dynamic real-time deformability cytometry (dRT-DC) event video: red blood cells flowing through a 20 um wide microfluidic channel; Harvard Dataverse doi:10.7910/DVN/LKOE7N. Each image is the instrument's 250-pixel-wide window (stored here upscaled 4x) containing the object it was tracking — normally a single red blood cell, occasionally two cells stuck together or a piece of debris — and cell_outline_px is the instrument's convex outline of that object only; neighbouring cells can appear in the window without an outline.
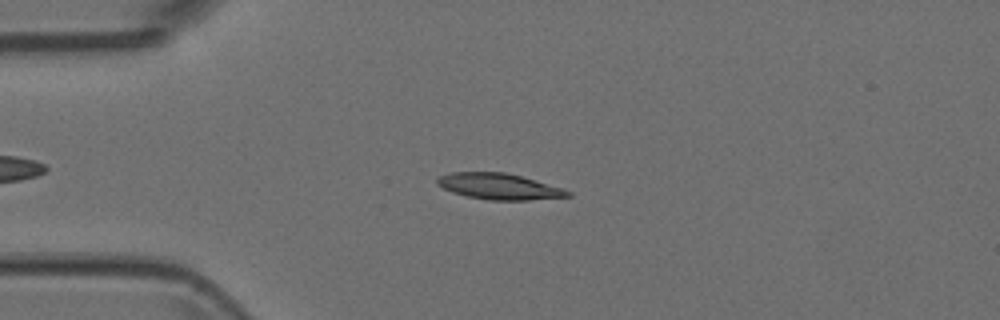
{"species": "Egyptian fruit bat (a non-hibernating species)", "species_latin": "Rousettus aegyptiacus", "temperature_condition": "room temperature", "stored_images_in_passage": 53, "camera_frame_rate_fps": 3000, "um_per_image_px": 0.085, "animal": {"sex": "female"}, "frame": {"image": 1, "passage_image": 13, "time_ms": 4.0, "image_size_px": [1000, 320], "cell_outline_px": [[572, 196], [528, 200], [488, 200], [468, 196], [452, 192], [436, 184], [436, 176], [452, 172], [504, 172], [520, 176], [564, 188], [572, 192]], "centroid_in_image_um": [42.41, 15.84], "position_along_channel_um": 42.6, "area_um2": 19.83}}
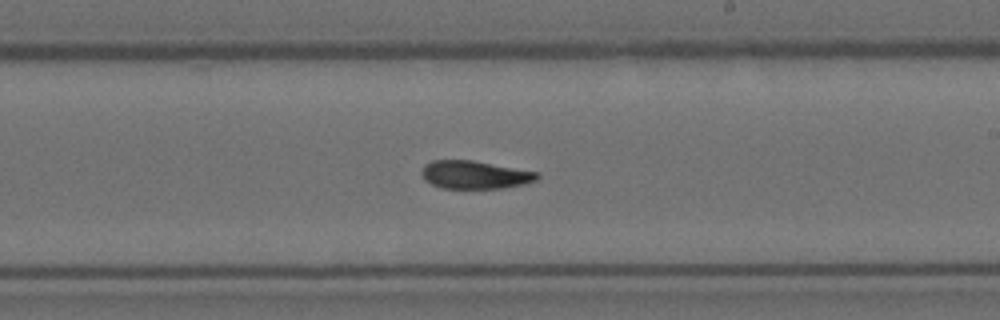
{"frame": {"image": 2, "passage_image": 31, "time_ms": 10.0, "image_size_px": [1000, 320], "cell_outline_px": [[540, 176], [536, 180], [524, 184], [504, 188], [440, 188], [424, 180], [420, 172], [424, 164], [432, 160], [472, 160], [540, 172]], "centroid_in_image_um": [40.35, 14.85], "position_along_channel_um": 248.6, "area_um2": 19.07}}
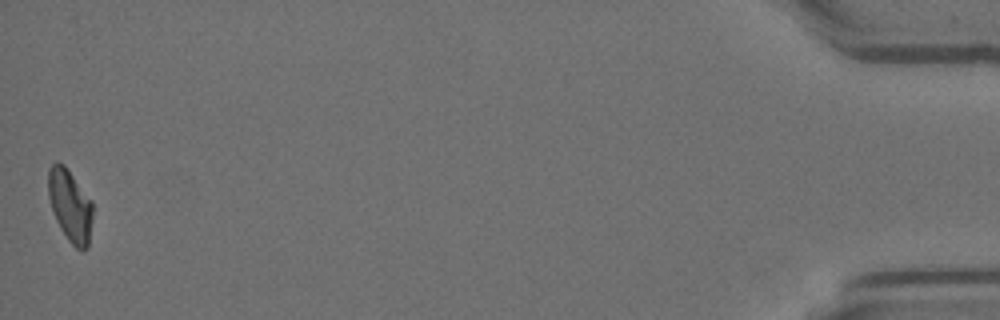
{"frame": {"image": 3, "passage_image": 53, "time_ms": 17.333, "image_size_px": [1000, 320], "cell_outline_px": [[92, 216], [88, 248], [84, 252], [80, 252], [68, 240], [60, 228], [56, 220], [48, 196], [48, 168], [56, 160], [64, 164], [92, 200]], "centroid_in_image_um": [5.96, 17.48], "position_along_channel_um": 429.2, "area_um2": 18.9}}